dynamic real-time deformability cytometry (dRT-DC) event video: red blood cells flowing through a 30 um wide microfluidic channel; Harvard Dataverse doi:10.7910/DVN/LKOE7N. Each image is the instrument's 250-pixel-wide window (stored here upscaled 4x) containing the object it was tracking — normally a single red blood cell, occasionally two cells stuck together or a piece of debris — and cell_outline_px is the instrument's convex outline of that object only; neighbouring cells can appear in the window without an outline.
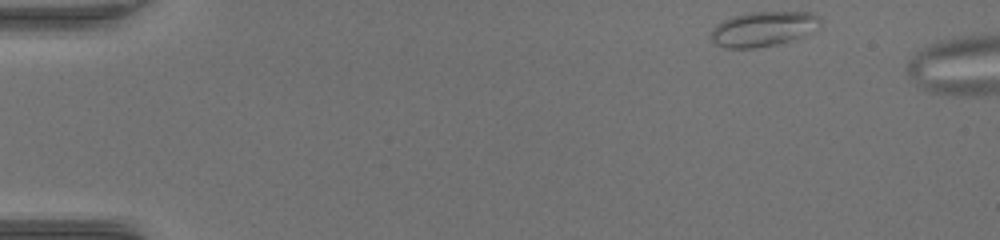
{"species": "common noctule bat (a hibernating species)", "species_latin": "Nyctalus noctula", "temperature_condition": "warm", "stored_images_in_passage": 5, "camera_frame_rate_fps": 3000, "um_per_image_px": 0.085, "animal": {"sex": "female", "body_mass_g": 17.0, "forearm_length_mm": 48.0}, "frame": {"image": 1, "passage_image": 1, "time_ms": 0.0, "image_size_px": [1000, 240], "cell_outline_px": [[820, 20], [804, 36], [796, 40], [756, 48], [724, 48], [716, 44], [712, 40], [712, 28], [716, 24], [724, 20], [748, 12], [812, 12], [820, 16]], "centroid_in_image_um": [64.85, 2.46], "position_along_channel_um": 20.2, "area_um2": 21.96}}